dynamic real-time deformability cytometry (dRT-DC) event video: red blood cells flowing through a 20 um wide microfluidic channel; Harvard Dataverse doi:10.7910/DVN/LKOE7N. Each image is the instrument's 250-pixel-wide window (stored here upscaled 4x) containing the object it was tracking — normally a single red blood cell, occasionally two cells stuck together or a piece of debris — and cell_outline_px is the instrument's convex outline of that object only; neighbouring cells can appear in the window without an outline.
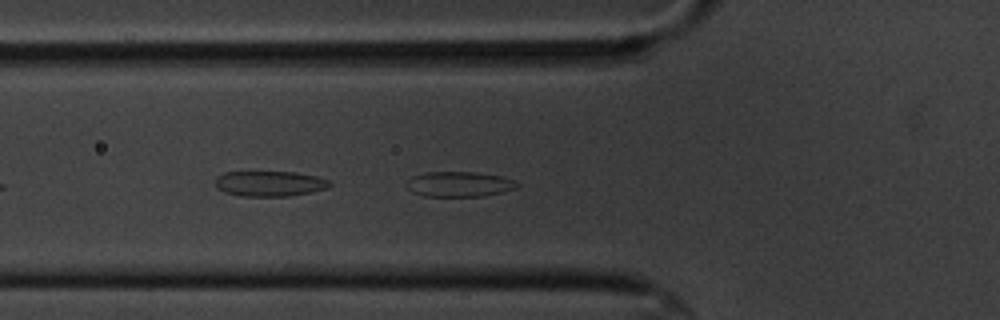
{"species": "common noctule bat (a hibernating species)", "species_latin": "Nyctalus noctula", "temperature_condition": "cold", "stored_images_in_passage": 33, "camera_frame_rate_fps": 3000, "um_per_image_px": 0.085, "animal": {"sex": "male", "body_mass_g": 20.1, "forearm_length_mm": 53.5}, "frame": {"image": 1, "passage_image": 7, "time_ms": 2.0, "image_size_px": [1000, 320], "cell_outline_px": [[520, 184], [516, 188], [504, 192], [484, 196], [424, 196], [412, 192], [404, 184], [412, 176], [424, 172], [476, 172], [500, 176], [512, 180]], "centroid_in_image_um": [39.01, 15.65], "position_along_channel_um": 86.8, "area_um2": 16.3}}
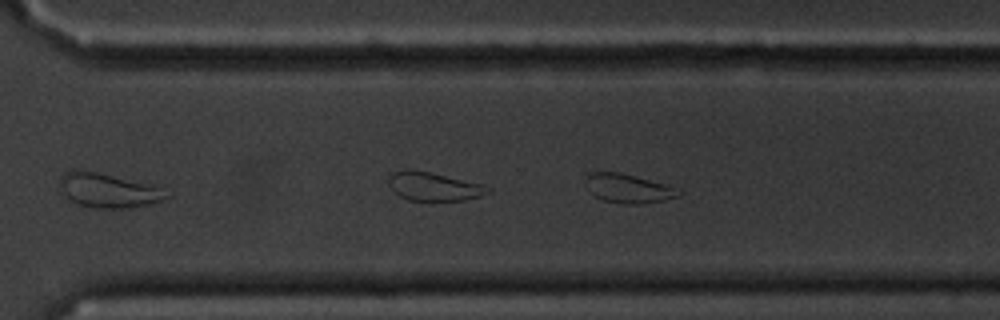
{"frame": {"image": 2, "passage_image": 27, "time_ms": 8.667, "image_size_px": [1000, 320], "cell_outline_px": [[684, 192], [676, 196], [664, 200], [644, 204], [620, 204], [604, 200], [596, 196], [592, 192], [588, 180], [588, 176], [592, 172], [620, 172], [636, 176], [664, 184]], "centroid_in_image_um": [53.46, 16.03], "position_along_channel_um": 317.1, "area_um2": 15.2}}
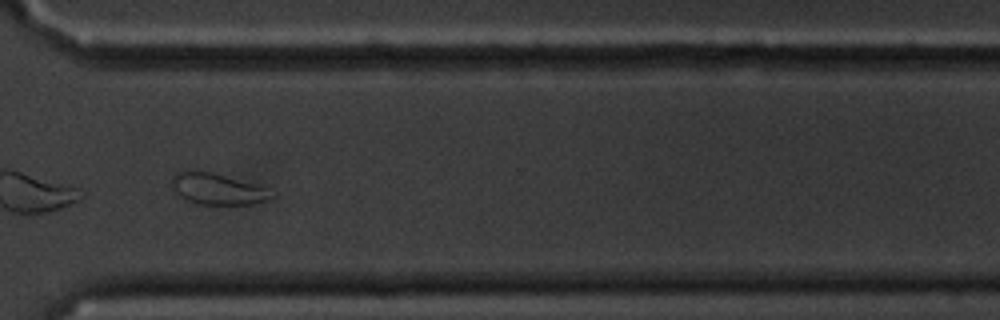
{"frame": {"image": 3, "passage_image": 30, "time_ms": 9.667, "image_size_px": [1000, 320], "cell_outline_px": [[276, 196], [268, 200], [252, 204], [200, 204], [188, 200], [172, 192], [172, 176], [176, 172], [184, 168], [192, 168], [212, 172], [252, 184], [264, 188]], "centroid_in_image_um": [18.37, 16.03], "position_along_channel_um": 352.2, "area_um2": 18.26}, "authors_computed_cell_mechanics": {"area_um2": 16.1262, "velocity_mm_per_s": 3.4514, "shape_relaxation_time_tau1_ms": 4.1804, "shape_relaxation_time_tau2_ms": 2.0426, "deformation_change_tau1": 0.0924, "deformation_change_tau2": 0.0678}}